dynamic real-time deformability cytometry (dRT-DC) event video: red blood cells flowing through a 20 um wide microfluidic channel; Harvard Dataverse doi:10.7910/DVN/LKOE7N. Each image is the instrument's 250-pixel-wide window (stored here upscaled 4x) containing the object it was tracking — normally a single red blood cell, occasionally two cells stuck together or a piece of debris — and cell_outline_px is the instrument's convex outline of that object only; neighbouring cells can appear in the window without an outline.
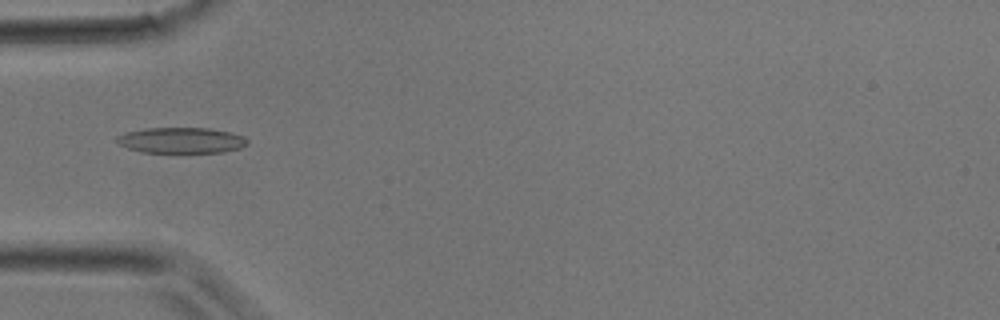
{"species": "common noctule bat (a hibernating species)", "species_latin": "Nyctalus noctula", "temperature_condition": "room temperature", "stored_images_in_passage": 32, "camera_frame_rate_fps": 3000, "um_per_image_px": 0.085, "animal": {"sex": "male", "body_mass_g": 17.9}, "frame": {"image": 1, "passage_image": 7, "time_ms": 2.0, "image_size_px": [1000, 320], "cell_outline_px": [[248, 144], [240, 148], [224, 152], [144, 152], [128, 148], [120, 144], [116, 140], [116, 136], [124, 132], [148, 128], [208, 128], [228, 132], [244, 136], [248, 140]], "centroid_in_image_um": [15.41, 11.92], "position_along_channel_um": 69.6, "area_um2": 19.48}}
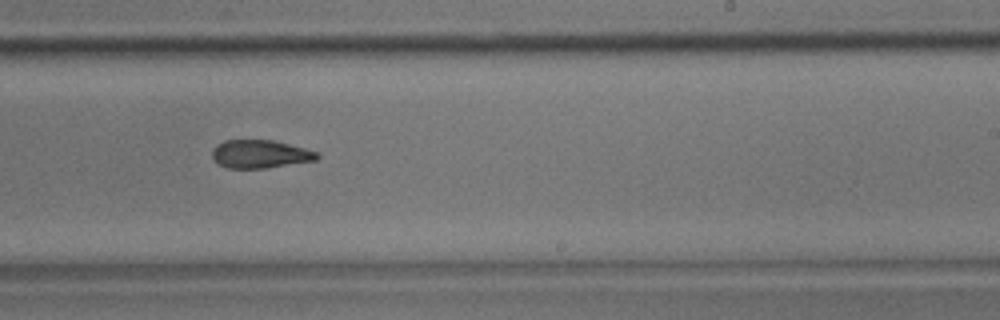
{"frame": {"image": 2, "passage_image": 18, "time_ms": 5.667, "image_size_px": [1000, 320], "cell_outline_px": [[320, 156], [316, 160], [264, 168], [228, 168], [220, 164], [212, 156], [212, 148], [216, 144], [224, 140], [276, 140], [304, 148], [316, 152]], "centroid_in_image_um": [22.09, 13.08], "position_along_channel_um": 266.9, "area_um2": 17.11}}
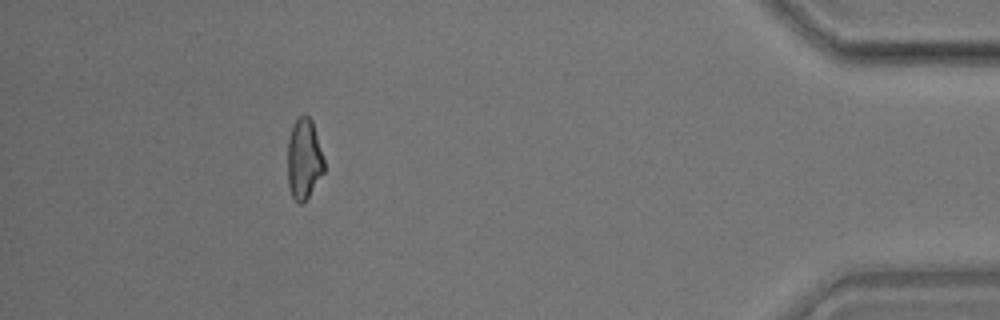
{"frame": {"image": 3, "passage_image": 29, "time_ms": 9.333, "image_size_px": [1000, 320], "cell_outline_px": [[324, 172], [304, 204], [300, 204], [292, 196], [288, 188], [288, 136], [292, 124], [304, 112], [312, 120], [324, 160]], "centroid_in_image_um": [25.83, 13.52], "position_along_channel_um": 409.4, "area_um2": 17.34}}